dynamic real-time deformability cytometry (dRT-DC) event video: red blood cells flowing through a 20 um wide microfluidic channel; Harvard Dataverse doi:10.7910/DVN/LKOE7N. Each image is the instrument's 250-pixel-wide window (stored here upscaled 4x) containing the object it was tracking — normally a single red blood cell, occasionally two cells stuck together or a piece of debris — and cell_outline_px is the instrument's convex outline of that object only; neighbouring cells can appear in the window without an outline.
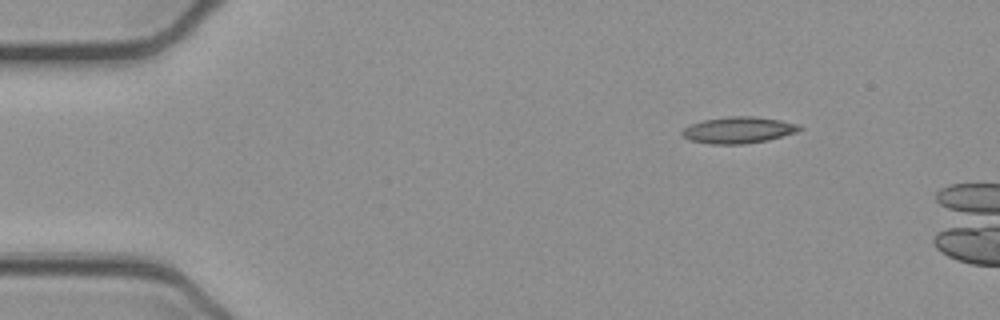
{"species": "common noctule bat (a hibernating species)", "species_latin": "Nyctalus noctula", "temperature_condition": "cold", "stored_images_in_passage": 5, "camera_frame_rate_fps": 3000, "um_per_image_px": 0.085, "animal": {"sex": "female", "body_mass_g": 21.9}, "frame": {"image": 1, "passage_image": 1, "time_ms": 0.0, "image_size_px": [1000, 320], "cell_outline_px": [[804, 128], [796, 132], [768, 140], [744, 144], [712, 144], [688, 140], [680, 132], [684, 128], [692, 124], [704, 120], [728, 116], [752, 116], [780, 120], [800, 124]], "centroid_in_image_um": [62.78, 11.05], "position_along_channel_um": 22.2, "area_um2": 18.09}}